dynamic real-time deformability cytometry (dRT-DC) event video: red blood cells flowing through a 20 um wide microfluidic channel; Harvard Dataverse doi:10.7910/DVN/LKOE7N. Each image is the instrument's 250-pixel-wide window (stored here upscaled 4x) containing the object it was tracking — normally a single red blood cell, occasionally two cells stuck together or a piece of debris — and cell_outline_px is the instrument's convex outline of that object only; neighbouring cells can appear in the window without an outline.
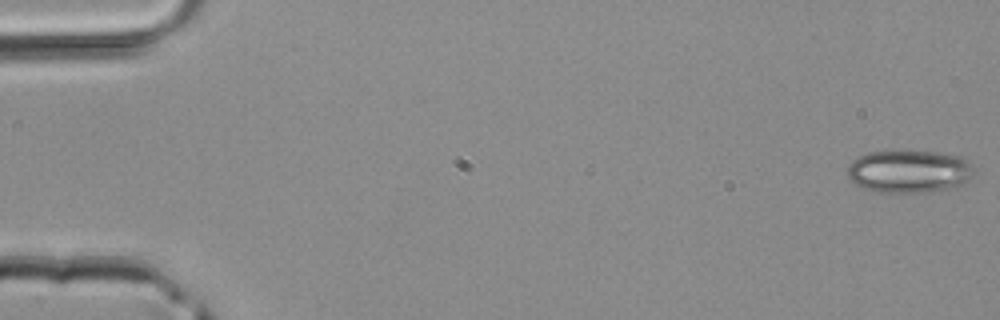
{"species": "common noctule bat (a hibernating species)", "species_latin": "Nyctalus noctula", "temperature_condition": "room temperature", "stored_images_in_passage": 45, "camera_frame_rate_fps": 3000, "um_per_image_px": 0.085, "animal": {"sex": "male", "body_mass_g": 20.4}, "frame": {"image": 1, "passage_image": 1, "time_ms": 0.0, "image_size_px": [1000, 320], "cell_outline_px": [[976, 176], [960, 184], [948, 188], [924, 192], [872, 192], [860, 188], [848, 176], [848, 164], [852, 160], [868, 152], [896, 148], [936, 152], [960, 156], [972, 164], [976, 168]], "centroid_in_image_um": [77.27, 14.53], "position_along_channel_um": 7.7, "area_um2": 32.48}}
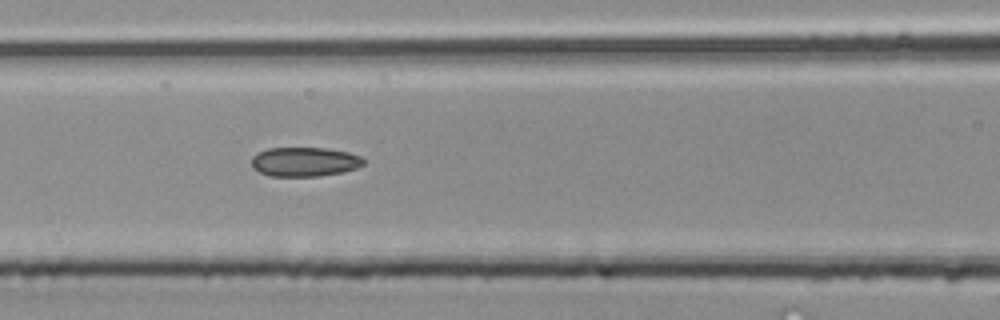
{"frame": {"image": 2, "passage_image": 20, "time_ms": 6.333, "image_size_px": [1000, 320], "cell_outline_px": [[364, 164], [356, 168], [344, 172], [320, 176], [268, 176], [252, 168], [252, 156], [256, 152], [268, 148], [328, 148], [348, 152], [360, 156], [364, 160]], "centroid_in_image_um": [25.87, 13.75], "position_along_channel_um": 140.7, "area_um2": 19.31}}
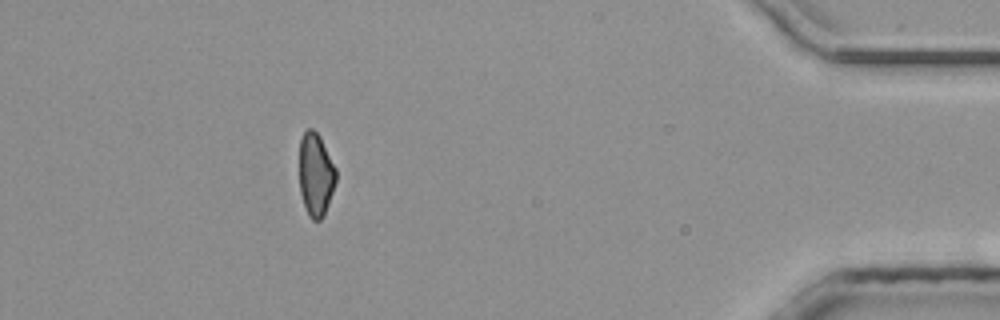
{"frame": {"image": 3, "passage_image": 41, "time_ms": 13.333, "image_size_px": [1000, 320], "cell_outline_px": [[336, 180], [324, 216], [320, 220], [312, 220], [308, 216], [300, 192], [300, 140], [304, 132], [308, 128], [312, 128], [320, 136], [336, 168]], "centroid_in_image_um": [26.84, 14.84], "position_along_channel_um": 408.4, "area_um2": 17.69}}